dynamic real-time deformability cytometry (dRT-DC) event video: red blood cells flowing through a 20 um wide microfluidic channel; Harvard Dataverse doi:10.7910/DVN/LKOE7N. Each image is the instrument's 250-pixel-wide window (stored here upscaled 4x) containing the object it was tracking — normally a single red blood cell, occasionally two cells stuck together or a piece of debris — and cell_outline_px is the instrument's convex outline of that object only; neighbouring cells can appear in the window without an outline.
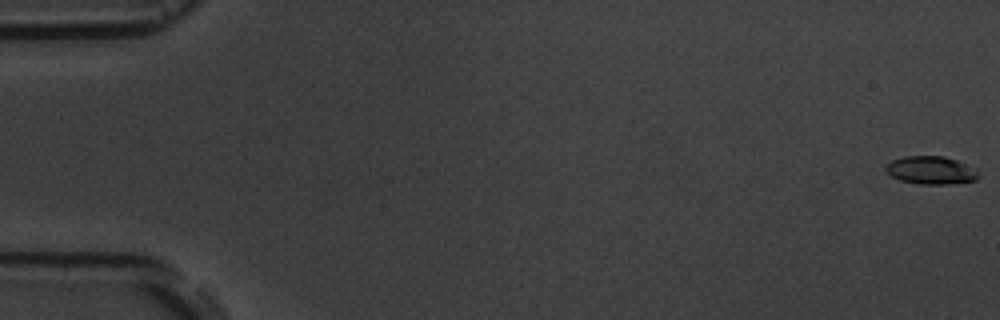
{"species": "common noctule bat (a hibernating species)", "species_latin": "Nyctalus noctula", "temperature_condition": "room temperature", "stored_images_in_passage": 6, "camera_frame_rate_fps": 3000, "um_per_image_px": 0.085, "animal": {"sex": "male", "body_mass_g": 19.5, "forearm_length_mm": 54.6}, "frame": {"image": 1, "passage_image": 1, "time_ms": 0.0, "image_size_px": [1000, 320], "cell_outline_px": [[980, 176], [976, 180], [948, 184], [920, 184], [900, 180], [892, 176], [884, 168], [892, 160], [904, 156], [944, 156], [956, 160], [964, 164], [976, 172]], "centroid_in_image_um": [79.09, 14.47], "position_along_channel_um": 5.9, "area_um2": 14.8}}
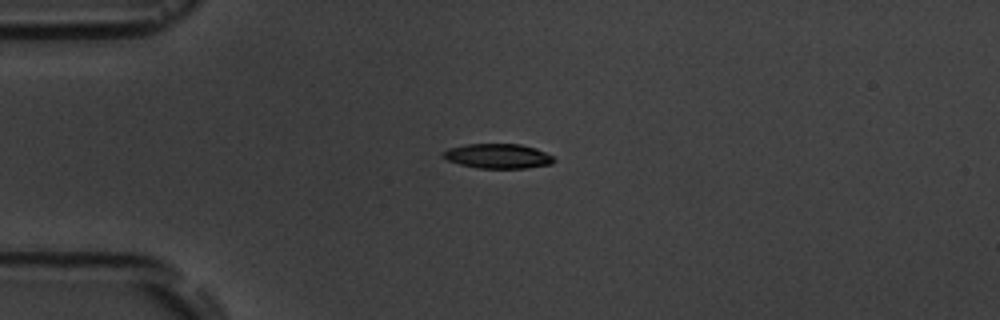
{"frame": {"image": 2, "passage_image": 5, "time_ms": 4.667, "image_size_px": [1000, 320], "cell_outline_px": [[556, 160], [552, 164], [528, 168], [480, 168], [460, 164], [448, 160], [440, 156], [440, 152], [448, 148], [464, 144], [520, 144], [536, 148], [552, 156]], "centroid_in_image_um": [42.29, 13.26], "position_along_channel_um": 42.7, "area_um2": 16.07}}